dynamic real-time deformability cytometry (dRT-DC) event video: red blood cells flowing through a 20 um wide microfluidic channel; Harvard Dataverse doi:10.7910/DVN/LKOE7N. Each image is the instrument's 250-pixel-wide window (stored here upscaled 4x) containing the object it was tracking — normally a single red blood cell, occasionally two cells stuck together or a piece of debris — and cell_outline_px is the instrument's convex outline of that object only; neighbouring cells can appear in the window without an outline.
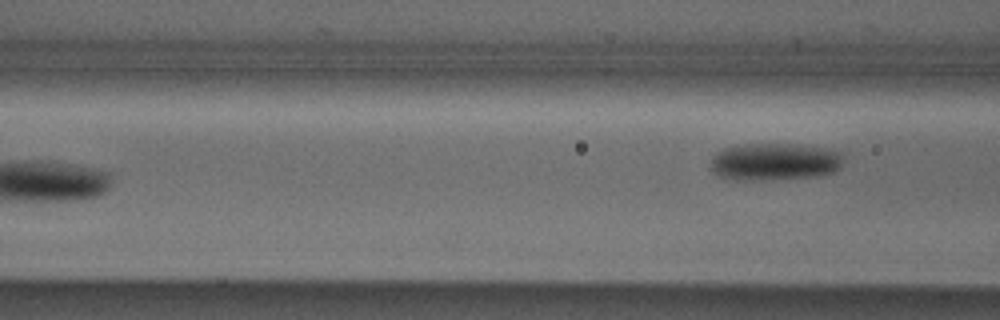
{"species": "Egyptian fruit bat (a non-hibernating species)", "species_latin": "Rousettus aegyptiacus", "temperature_condition": "cold", "stored_images_in_passage": 3, "camera_frame_rate_fps": 3000, "um_per_image_px": 0.085, "animal": {"sex": "male"}, "frame": {"image": 1, "passage_image": 3, "time_ms": 0.667, "image_size_px": [1000, 320], "cell_outline_px": [[844, 164], [836, 172], [820, 176], [752, 180], [736, 180], [720, 176], [712, 172], [708, 168], [712, 156], [716, 152], [724, 148], [744, 144], [792, 144], [820, 148], [840, 152], [844, 156]], "centroid_in_image_um": [65.82, 13.75], "position_along_channel_um": 100.8, "area_um2": 29.13}}